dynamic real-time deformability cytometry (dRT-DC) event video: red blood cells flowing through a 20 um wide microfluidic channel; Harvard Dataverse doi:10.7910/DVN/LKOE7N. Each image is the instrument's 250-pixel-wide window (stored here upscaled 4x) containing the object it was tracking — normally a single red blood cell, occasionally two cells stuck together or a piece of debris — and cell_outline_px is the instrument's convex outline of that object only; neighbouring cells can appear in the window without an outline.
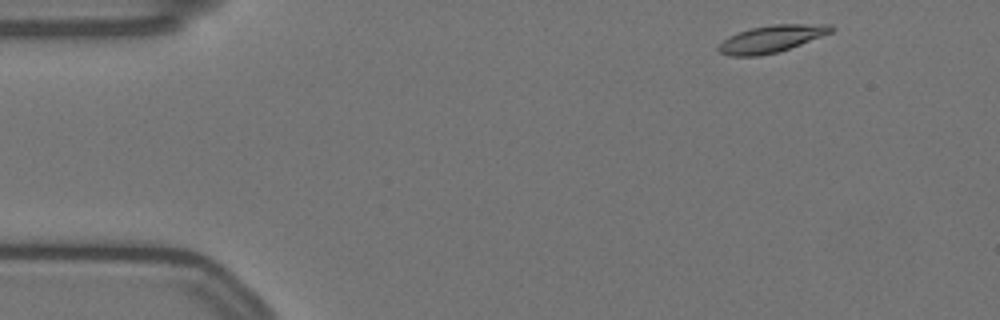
{"species": "Egyptian fruit bat (a non-hibernating species)", "species_latin": "Rousettus aegyptiacus", "temperature_condition": "warm", "stored_images_in_passage": 53, "camera_frame_rate_fps": 3000, "um_per_image_px": 0.085, "animal": {"sex": "female"}, "frame": {"image": 1, "passage_image": 2, "time_ms": 0.333, "image_size_px": [1000, 320], "cell_outline_px": [[836, 28], [832, 32], [800, 44], [776, 52], [756, 56], [732, 56], [720, 52], [716, 48], [716, 44], [728, 36], [752, 28], [772, 24], [832, 24]], "centroid_in_image_um": [65.55, 3.29], "position_along_channel_um": 19.5, "area_um2": 17.69}}
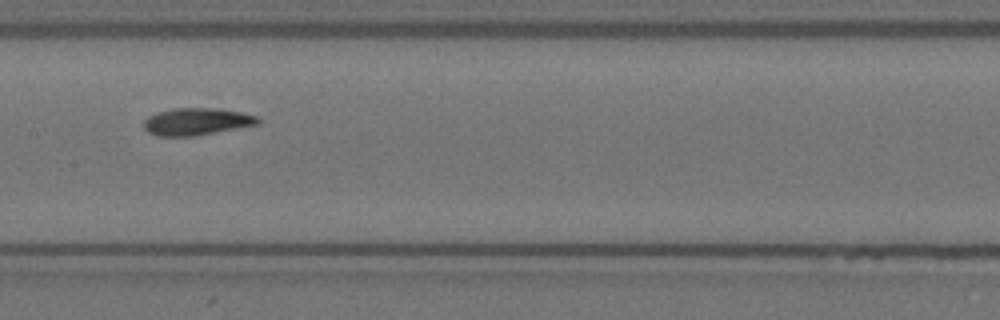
{"frame": {"image": 2, "passage_image": 24, "time_ms": 7.667, "image_size_px": [1000, 320], "cell_outline_px": [[260, 120], [256, 124], [196, 136], [156, 136], [148, 132], [144, 128], [144, 120], [148, 116], [156, 112], [176, 108], [212, 108], [240, 112], [256, 116]], "centroid_in_image_um": [16.64, 10.34], "position_along_channel_um": 190.8, "area_um2": 17.86}}
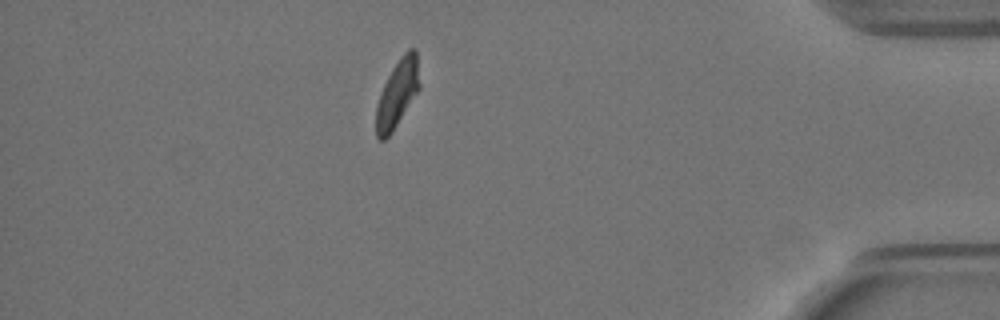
{"frame": {"image": 3, "passage_image": 46, "time_ms": 15.0, "image_size_px": [1000, 320], "cell_outline_px": [[420, 88], [392, 132], [384, 140], [380, 140], [376, 136], [376, 104], [380, 92], [392, 68], [400, 56], [408, 48], [416, 48], [420, 84]], "centroid_in_image_um": [33.77, 7.92], "position_along_channel_um": 401.4, "area_um2": 17.11}, "authors_computed_cell_mechanics": {"area_um2": 17.8602, "velocity_mm_per_s": 3.4769, "shape_relaxation_time_tau1_ms": 4.2394, "shape_relaxation_time_tau2_ms": 2.8344, "deformation_change_tau1": 0.158, "deformation_change_tau2": 0.0815}}